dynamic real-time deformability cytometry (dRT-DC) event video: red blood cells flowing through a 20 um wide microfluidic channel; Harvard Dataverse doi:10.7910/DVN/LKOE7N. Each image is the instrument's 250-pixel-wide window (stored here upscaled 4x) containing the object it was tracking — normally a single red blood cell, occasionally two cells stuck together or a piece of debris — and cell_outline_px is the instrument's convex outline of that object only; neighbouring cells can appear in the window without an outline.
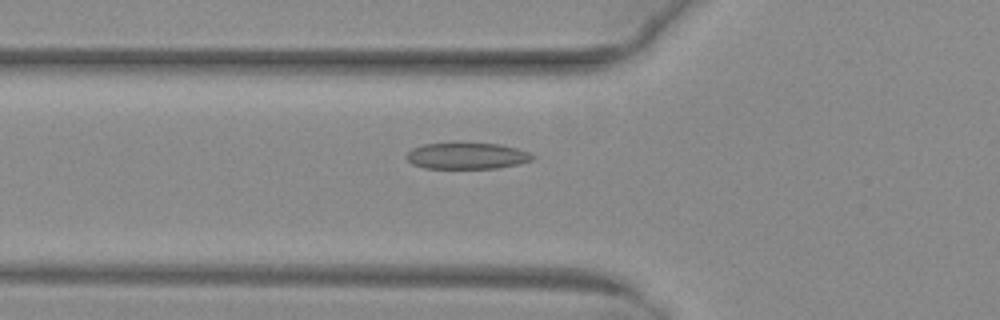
{"species": "common noctule bat (a hibernating species)", "species_latin": "Nyctalus noctula", "temperature_condition": "warm", "stored_images_in_passage": 44, "camera_frame_rate_fps": 3000, "um_per_image_px": 0.085, "animal": {"sex": "female", "body_mass_g": 29.2, "forearm_length_mm": 56.3}, "frame": {"image": 1, "passage_image": 12, "time_ms": 3.667, "image_size_px": [1000, 320], "cell_outline_px": [[536, 156], [532, 160], [520, 164], [496, 168], [424, 168], [412, 164], [408, 160], [408, 152], [412, 148], [424, 144], [500, 144], [516, 148], [528, 152]], "centroid_in_image_um": [39.72, 13.26], "position_along_channel_um": 86.1, "area_um2": 19.02}}
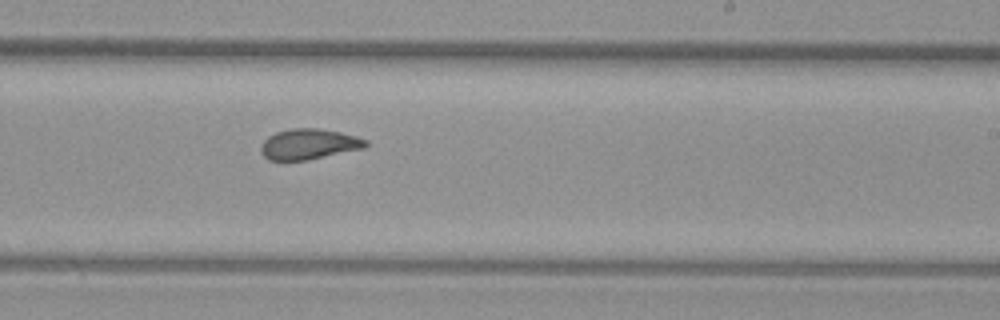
{"frame": {"image": 2, "passage_image": 25, "time_ms": 8.0, "image_size_px": [1000, 320], "cell_outline_px": [[368, 144], [364, 148], [308, 160], [268, 160], [260, 152], [260, 148], [264, 140], [268, 136], [276, 132], [292, 128], [320, 128], [340, 132], [356, 136], [368, 140]], "centroid_in_image_um": [26.25, 12.25], "position_along_channel_um": 262.7, "area_um2": 18.73}}
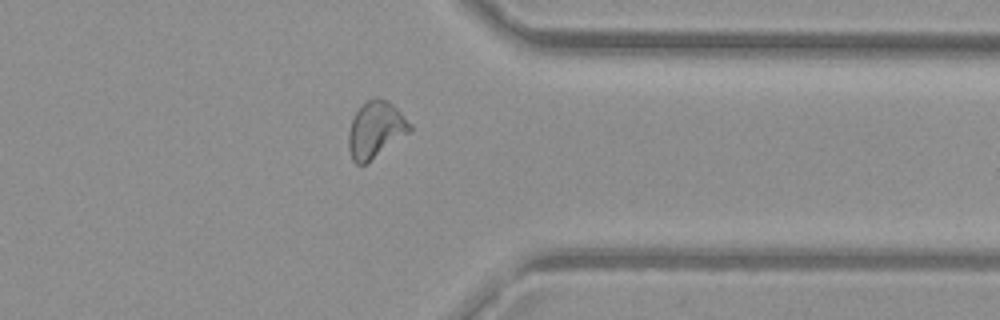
{"frame": {"image": 3, "passage_image": 34, "time_ms": 11.0, "image_size_px": [1000, 320], "cell_outline_px": [[412, 132], [364, 164], [356, 164], [352, 160], [348, 148], [348, 132], [352, 120], [356, 112], [368, 100], [376, 96], [380, 96], [388, 100], [412, 124]], "centroid_in_image_um": [31.95, 11.01], "position_along_channel_um": 379.5, "area_um2": 20.23}, "authors_computed_cell_mechanics": {"area_um2": 19.5942, "velocity_mm_per_s": 4.0671, "shape_relaxation_time_tau1_ms": 7.5996, "shape_relaxation_time_tau2_ms": 1.1837, "deformation_change_tau1": 0.2004, "deformation_change_tau2": 0.0809}}